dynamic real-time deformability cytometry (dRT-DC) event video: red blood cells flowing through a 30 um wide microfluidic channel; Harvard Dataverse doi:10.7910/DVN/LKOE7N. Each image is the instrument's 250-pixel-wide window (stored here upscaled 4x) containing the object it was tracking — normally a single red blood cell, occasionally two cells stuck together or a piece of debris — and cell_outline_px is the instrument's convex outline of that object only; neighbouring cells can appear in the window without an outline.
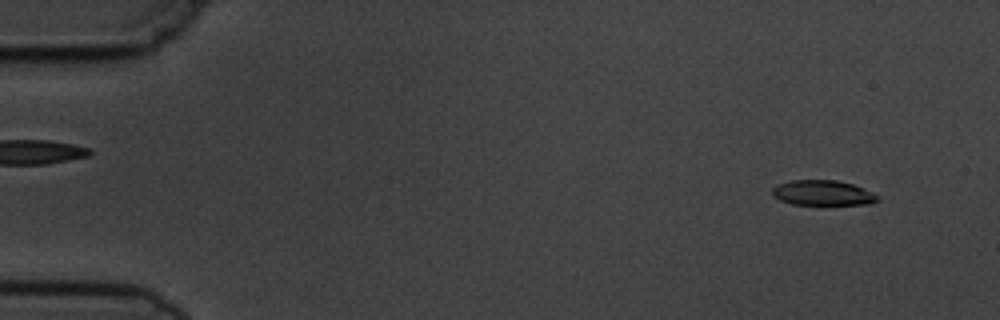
{"species": "common noctule bat (a hibernating species)", "species_latin": "Nyctalus noctula", "temperature_condition": "cold", "stored_images_in_passage": 8, "camera_frame_rate_fps": 3000, "um_per_image_px": 0.085, "animal": {"sex": "male", "body_mass_g": 19.5, "forearm_length_mm": 54.6}, "frame": {"image": 1, "passage_image": 2, "time_ms": 1.333, "image_size_px": [1000, 320], "cell_outline_px": [[880, 200], [872, 204], [792, 204], [780, 200], [772, 196], [772, 188], [780, 184], [792, 180], [836, 180], [852, 184], [864, 188], [880, 196]], "centroid_in_image_um": [69.97, 16.4], "position_along_channel_um": 15.0, "area_um2": 15.43}}
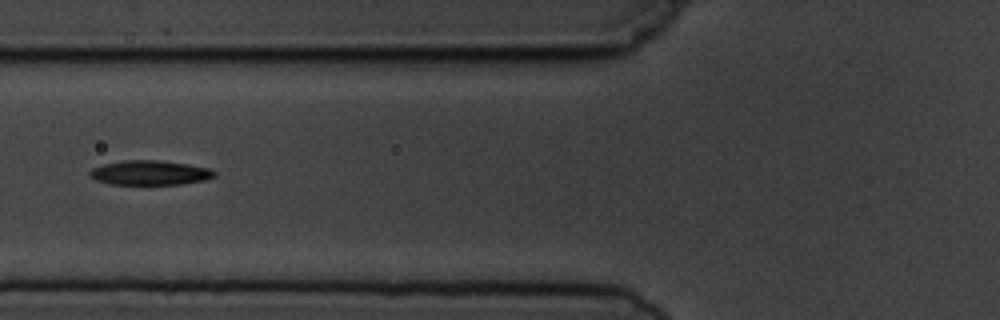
{"frame": {"image": 2, "passage_image": 7, "time_ms": 7.0, "image_size_px": [1000, 320], "cell_outline_px": [[216, 176], [204, 180], [180, 184], [112, 184], [96, 180], [88, 176], [88, 172], [92, 168], [104, 164], [124, 160], [160, 160], [188, 164], [208, 168], [216, 172]], "centroid_in_image_um": [12.72, 14.68], "position_along_channel_um": 113.1, "area_um2": 17.8}}
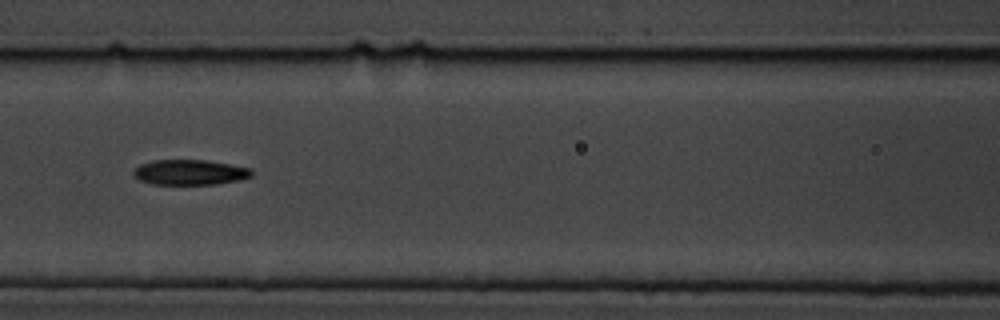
{"frame": {"image": 3, "passage_image": 8, "time_ms": 8.0, "image_size_px": [1000, 320], "cell_outline_px": [[252, 176], [240, 180], [216, 184], [152, 184], [140, 180], [132, 176], [132, 172], [140, 164], [152, 160], [204, 160], [252, 168]], "centroid_in_image_um": [16.12, 14.64], "position_along_channel_um": 150.5, "area_um2": 17.4}}